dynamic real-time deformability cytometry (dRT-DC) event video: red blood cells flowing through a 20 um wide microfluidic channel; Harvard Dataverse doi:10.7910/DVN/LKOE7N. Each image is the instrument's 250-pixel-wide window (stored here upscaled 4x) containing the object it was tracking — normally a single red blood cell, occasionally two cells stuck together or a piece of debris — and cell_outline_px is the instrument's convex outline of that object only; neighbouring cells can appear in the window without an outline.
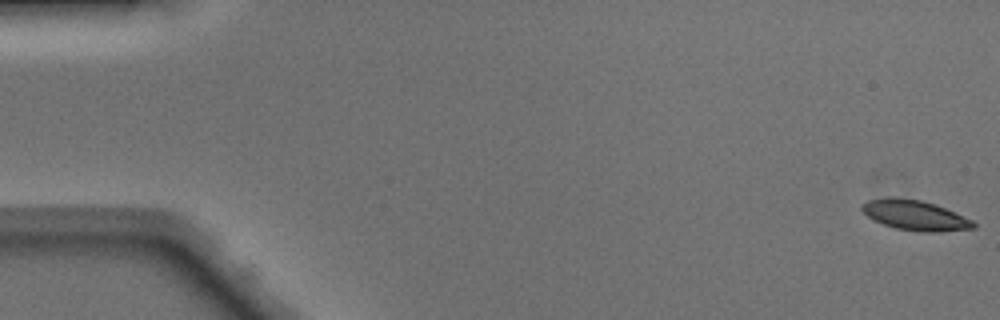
{"species": "Egyptian fruit bat (a non-hibernating species)", "species_latin": "Rousettus aegyptiacus", "temperature_condition": "warm", "stored_images_in_passage": 49, "camera_frame_rate_fps": 3000, "um_per_image_px": 0.085, "animal": {"sex": "male"}, "frame": {"image": 1, "passage_image": 1, "time_ms": 0.0, "image_size_px": [1000, 320], "cell_outline_px": [[976, 228], [940, 232], [920, 232], [896, 228], [872, 220], [860, 208], [860, 204], [868, 200], [888, 196], [896, 196], [920, 200], [944, 208], [972, 220], [976, 224]], "centroid_in_image_um": [77.73, 18.29], "position_along_channel_um": 7.3, "area_um2": 19.59}}
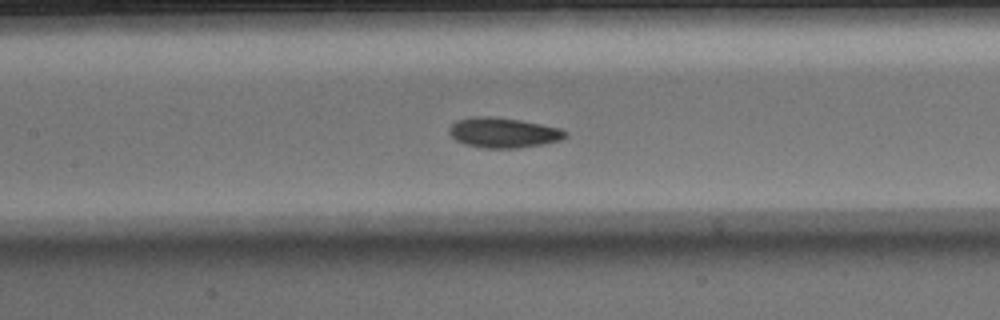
{"frame": {"image": 2, "passage_image": 23, "time_ms": 7.333, "image_size_px": [1000, 320], "cell_outline_px": [[568, 136], [560, 140], [544, 144], [520, 148], [484, 148], [464, 144], [456, 140], [448, 132], [448, 128], [456, 120], [472, 116], [492, 116], [520, 120], [560, 128], [568, 132]], "centroid_in_image_um": [42.78, 11.27], "position_along_channel_um": 164.6, "area_um2": 20.58}}
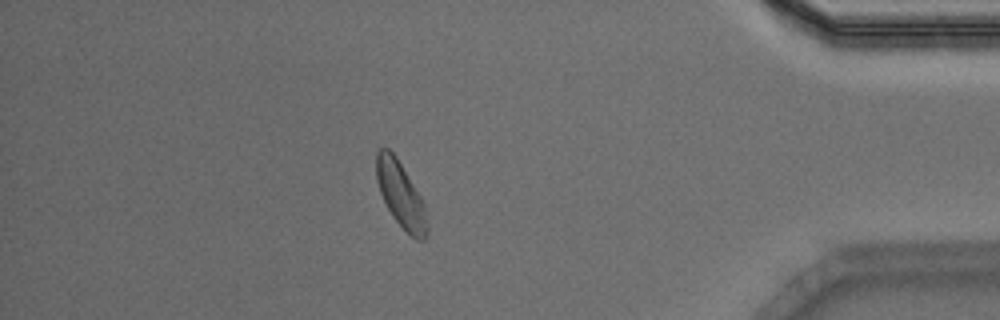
{"frame": {"image": 3, "passage_image": 43, "time_ms": 14.0, "image_size_px": [1000, 320], "cell_outline_px": [[428, 232], [424, 240], [416, 240], [392, 216], [380, 192], [376, 180], [376, 152], [380, 148], [388, 148], [396, 156], [420, 196], [424, 204], [428, 224]], "centroid_in_image_um": [34.06, 16.54], "position_along_channel_um": 401.1, "area_um2": 19.13}, "authors_computed_cell_mechanics": {"area_um2": 19.7098, "velocity_mm_per_s": 4.1438, "shape_relaxation_time_tau1_ms": 3.4705, "shape_relaxation_time_tau2_ms": 4.8823, "deformation_change_tau1": 0.1026, "deformation_change_tau2": 0.1071}}